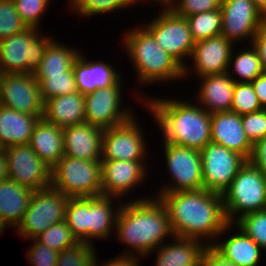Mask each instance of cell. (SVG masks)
<instances>
[{
	"label": "cell",
	"instance_id": "2e32d148",
	"mask_svg": "<svg viewBox=\"0 0 266 266\" xmlns=\"http://www.w3.org/2000/svg\"><path fill=\"white\" fill-rule=\"evenodd\" d=\"M122 87L110 86L84 95L85 123L105 130L122 124L135 115L129 108L122 109V92H125Z\"/></svg>",
	"mask_w": 266,
	"mask_h": 266
},
{
	"label": "cell",
	"instance_id": "7c38bea8",
	"mask_svg": "<svg viewBox=\"0 0 266 266\" xmlns=\"http://www.w3.org/2000/svg\"><path fill=\"white\" fill-rule=\"evenodd\" d=\"M133 115L126 122L105 129L102 138V160L145 161L148 146L145 135ZM140 126V127H139ZM144 158V159H143Z\"/></svg>",
	"mask_w": 266,
	"mask_h": 266
},
{
	"label": "cell",
	"instance_id": "8992f818",
	"mask_svg": "<svg viewBox=\"0 0 266 266\" xmlns=\"http://www.w3.org/2000/svg\"><path fill=\"white\" fill-rule=\"evenodd\" d=\"M51 187L69 198L102 195L101 161L64 155L51 170Z\"/></svg>",
	"mask_w": 266,
	"mask_h": 266
},
{
	"label": "cell",
	"instance_id": "4316f807",
	"mask_svg": "<svg viewBox=\"0 0 266 266\" xmlns=\"http://www.w3.org/2000/svg\"><path fill=\"white\" fill-rule=\"evenodd\" d=\"M29 145L43 162L53 168L64 156L63 128L40 118L34 127Z\"/></svg>",
	"mask_w": 266,
	"mask_h": 266
},
{
	"label": "cell",
	"instance_id": "52a82bcc",
	"mask_svg": "<svg viewBox=\"0 0 266 266\" xmlns=\"http://www.w3.org/2000/svg\"><path fill=\"white\" fill-rule=\"evenodd\" d=\"M41 29L28 27L0 41V71L8 73H33L39 66L48 44L54 39Z\"/></svg>",
	"mask_w": 266,
	"mask_h": 266
},
{
	"label": "cell",
	"instance_id": "db71d44e",
	"mask_svg": "<svg viewBox=\"0 0 266 266\" xmlns=\"http://www.w3.org/2000/svg\"><path fill=\"white\" fill-rule=\"evenodd\" d=\"M172 1L174 0H159V5L161 4V6L163 5V7H167Z\"/></svg>",
	"mask_w": 266,
	"mask_h": 266
},
{
	"label": "cell",
	"instance_id": "ee69618b",
	"mask_svg": "<svg viewBox=\"0 0 266 266\" xmlns=\"http://www.w3.org/2000/svg\"><path fill=\"white\" fill-rule=\"evenodd\" d=\"M31 241L33 244L26 253L29 264L32 266H56L59 252L39 243L36 239H31Z\"/></svg>",
	"mask_w": 266,
	"mask_h": 266
},
{
	"label": "cell",
	"instance_id": "7a4b0ae2",
	"mask_svg": "<svg viewBox=\"0 0 266 266\" xmlns=\"http://www.w3.org/2000/svg\"><path fill=\"white\" fill-rule=\"evenodd\" d=\"M115 230L117 239L130 248L124 249L123 254L141 258L151 255L168 237L174 236L167 209L156 196L121 203Z\"/></svg>",
	"mask_w": 266,
	"mask_h": 266
},
{
	"label": "cell",
	"instance_id": "30bf717a",
	"mask_svg": "<svg viewBox=\"0 0 266 266\" xmlns=\"http://www.w3.org/2000/svg\"><path fill=\"white\" fill-rule=\"evenodd\" d=\"M166 170L172 184L161 186L157 193L197 191L204 189L200 151L189 147L163 143Z\"/></svg>",
	"mask_w": 266,
	"mask_h": 266
},
{
	"label": "cell",
	"instance_id": "6da1fadb",
	"mask_svg": "<svg viewBox=\"0 0 266 266\" xmlns=\"http://www.w3.org/2000/svg\"><path fill=\"white\" fill-rule=\"evenodd\" d=\"M155 194L167 209L171 230L176 237L202 242L206 238L204 242L212 245L233 228L234 223L227 221L221 194L206 189Z\"/></svg>",
	"mask_w": 266,
	"mask_h": 266
},
{
	"label": "cell",
	"instance_id": "5b68a950",
	"mask_svg": "<svg viewBox=\"0 0 266 266\" xmlns=\"http://www.w3.org/2000/svg\"><path fill=\"white\" fill-rule=\"evenodd\" d=\"M222 198L228 223H235L245 214L266 210V176L246 161Z\"/></svg>",
	"mask_w": 266,
	"mask_h": 266
},
{
	"label": "cell",
	"instance_id": "ac0fdd59",
	"mask_svg": "<svg viewBox=\"0 0 266 266\" xmlns=\"http://www.w3.org/2000/svg\"><path fill=\"white\" fill-rule=\"evenodd\" d=\"M233 46L222 35L195 42L190 60L196 77L226 73Z\"/></svg>",
	"mask_w": 266,
	"mask_h": 266
},
{
	"label": "cell",
	"instance_id": "603a6c76",
	"mask_svg": "<svg viewBox=\"0 0 266 266\" xmlns=\"http://www.w3.org/2000/svg\"><path fill=\"white\" fill-rule=\"evenodd\" d=\"M115 196L98 195L88 197V244L94 245V239L110 240L113 229H116V221L121 209L113 207ZM113 200V201H112ZM115 210V211H114Z\"/></svg>",
	"mask_w": 266,
	"mask_h": 266
},
{
	"label": "cell",
	"instance_id": "7dc6e473",
	"mask_svg": "<svg viewBox=\"0 0 266 266\" xmlns=\"http://www.w3.org/2000/svg\"><path fill=\"white\" fill-rule=\"evenodd\" d=\"M202 266H236L224 258L211 245H208L203 253Z\"/></svg>",
	"mask_w": 266,
	"mask_h": 266
},
{
	"label": "cell",
	"instance_id": "4fadbf2b",
	"mask_svg": "<svg viewBox=\"0 0 266 266\" xmlns=\"http://www.w3.org/2000/svg\"><path fill=\"white\" fill-rule=\"evenodd\" d=\"M222 28L221 35L234 44L254 39L260 27L266 23L265 15L252 0H222Z\"/></svg>",
	"mask_w": 266,
	"mask_h": 266
},
{
	"label": "cell",
	"instance_id": "f35d334b",
	"mask_svg": "<svg viewBox=\"0 0 266 266\" xmlns=\"http://www.w3.org/2000/svg\"><path fill=\"white\" fill-rule=\"evenodd\" d=\"M235 224L266 250V210L245 214Z\"/></svg>",
	"mask_w": 266,
	"mask_h": 266
},
{
	"label": "cell",
	"instance_id": "f5cc1de1",
	"mask_svg": "<svg viewBox=\"0 0 266 266\" xmlns=\"http://www.w3.org/2000/svg\"><path fill=\"white\" fill-rule=\"evenodd\" d=\"M6 227L8 228V226L3 221V219H2V217L0 215V235H2V233H4V230L6 229Z\"/></svg>",
	"mask_w": 266,
	"mask_h": 266
},
{
	"label": "cell",
	"instance_id": "ab89813d",
	"mask_svg": "<svg viewBox=\"0 0 266 266\" xmlns=\"http://www.w3.org/2000/svg\"><path fill=\"white\" fill-rule=\"evenodd\" d=\"M27 28L16 10L14 0H0V41Z\"/></svg>",
	"mask_w": 266,
	"mask_h": 266
},
{
	"label": "cell",
	"instance_id": "7402d4cb",
	"mask_svg": "<svg viewBox=\"0 0 266 266\" xmlns=\"http://www.w3.org/2000/svg\"><path fill=\"white\" fill-rule=\"evenodd\" d=\"M197 89L196 102L208 113L231 111L235 81L226 73L207 75Z\"/></svg>",
	"mask_w": 266,
	"mask_h": 266
},
{
	"label": "cell",
	"instance_id": "cb8c5ba5",
	"mask_svg": "<svg viewBox=\"0 0 266 266\" xmlns=\"http://www.w3.org/2000/svg\"><path fill=\"white\" fill-rule=\"evenodd\" d=\"M171 241L164 242L154 250L157 253L156 266H202L207 242L176 236Z\"/></svg>",
	"mask_w": 266,
	"mask_h": 266
},
{
	"label": "cell",
	"instance_id": "7bdbcfd3",
	"mask_svg": "<svg viewBox=\"0 0 266 266\" xmlns=\"http://www.w3.org/2000/svg\"><path fill=\"white\" fill-rule=\"evenodd\" d=\"M243 129L254 145L266 136V108L241 116Z\"/></svg>",
	"mask_w": 266,
	"mask_h": 266
},
{
	"label": "cell",
	"instance_id": "836d02e7",
	"mask_svg": "<svg viewBox=\"0 0 266 266\" xmlns=\"http://www.w3.org/2000/svg\"><path fill=\"white\" fill-rule=\"evenodd\" d=\"M65 220L76 239L88 243V197L69 198Z\"/></svg>",
	"mask_w": 266,
	"mask_h": 266
},
{
	"label": "cell",
	"instance_id": "74e56055",
	"mask_svg": "<svg viewBox=\"0 0 266 266\" xmlns=\"http://www.w3.org/2000/svg\"><path fill=\"white\" fill-rule=\"evenodd\" d=\"M263 109L251 83H235L231 111L240 116Z\"/></svg>",
	"mask_w": 266,
	"mask_h": 266
},
{
	"label": "cell",
	"instance_id": "60d3db41",
	"mask_svg": "<svg viewBox=\"0 0 266 266\" xmlns=\"http://www.w3.org/2000/svg\"><path fill=\"white\" fill-rule=\"evenodd\" d=\"M52 0H14L16 10L27 27L40 29V21ZM39 26V27H38Z\"/></svg>",
	"mask_w": 266,
	"mask_h": 266
},
{
	"label": "cell",
	"instance_id": "c3c4849f",
	"mask_svg": "<svg viewBox=\"0 0 266 266\" xmlns=\"http://www.w3.org/2000/svg\"><path fill=\"white\" fill-rule=\"evenodd\" d=\"M252 44L257 49L263 71L266 73V23L260 27L259 31L254 36Z\"/></svg>",
	"mask_w": 266,
	"mask_h": 266
},
{
	"label": "cell",
	"instance_id": "d4e9b609",
	"mask_svg": "<svg viewBox=\"0 0 266 266\" xmlns=\"http://www.w3.org/2000/svg\"><path fill=\"white\" fill-rule=\"evenodd\" d=\"M43 118L60 128L85 123L84 95L78 91L47 100Z\"/></svg>",
	"mask_w": 266,
	"mask_h": 266
},
{
	"label": "cell",
	"instance_id": "e0dca14e",
	"mask_svg": "<svg viewBox=\"0 0 266 266\" xmlns=\"http://www.w3.org/2000/svg\"><path fill=\"white\" fill-rule=\"evenodd\" d=\"M147 165L145 161L101 160L102 194L126 197L144 183Z\"/></svg>",
	"mask_w": 266,
	"mask_h": 266
},
{
	"label": "cell",
	"instance_id": "f907efd6",
	"mask_svg": "<svg viewBox=\"0 0 266 266\" xmlns=\"http://www.w3.org/2000/svg\"><path fill=\"white\" fill-rule=\"evenodd\" d=\"M8 178L7 157L3 148L0 149V182Z\"/></svg>",
	"mask_w": 266,
	"mask_h": 266
},
{
	"label": "cell",
	"instance_id": "9a60e30c",
	"mask_svg": "<svg viewBox=\"0 0 266 266\" xmlns=\"http://www.w3.org/2000/svg\"><path fill=\"white\" fill-rule=\"evenodd\" d=\"M7 157L8 178L33 191L51 186V170L29 144L4 149Z\"/></svg>",
	"mask_w": 266,
	"mask_h": 266
},
{
	"label": "cell",
	"instance_id": "9c48e42d",
	"mask_svg": "<svg viewBox=\"0 0 266 266\" xmlns=\"http://www.w3.org/2000/svg\"><path fill=\"white\" fill-rule=\"evenodd\" d=\"M68 200L67 195L51 186L34 191L29 207L15 232L24 240L35 239L52 224L66 219Z\"/></svg>",
	"mask_w": 266,
	"mask_h": 266
},
{
	"label": "cell",
	"instance_id": "3957f363",
	"mask_svg": "<svg viewBox=\"0 0 266 266\" xmlns=\"http://www.w3.org/2000/svg\"><path fill=\"white\" fill-rule=\"evenodd\" d=\"M145 98H141L142 105L159 124L157 127L163 135V142L198 151L211 142V114L198 103L182 101L181 98Z\"/></svg>",
	"mask_w": 266,
	"mask_h": 266
},
{
	"label": "cell",
	"instance_id": "83f0119b",
	"mask_svg": "<svg viewBox=\"0 0 266 266\" xmlns=\"http://www.w3.org/2000/svg\"><path fill=\"white\" fill-rule=\"evenodd\" d=\"M33 194L10 178L0 182V215L8 227L16 229L21 223Z\"/></svg>",
	"mask_w": 266,
	"mask_h": 266
},
{
	"label": "cell",
	"instance_id": "4dcf8cb0",
	"mask_svg": "<svg viewBox=\"0 0 266 266\" xmlns=\"http://www.w3.org/2000/svg\"><path fill=\"white\" fill-rule=\"evenodd\" d=\"M249 47L236 51L238 53L232 50L227 73L235 82L251 83L257 76L264 73L257 49L253 44Z\"/></svg>",
	"mask_w": 266,
	"mask_h": 266
},
{
	"label": "cell",
	"instance_id": "11a10c76",
	"mask_svg": "<svg viewBox=\"0 0 266 266\" xmlns=\"http://www.w3.org/2000/svg\"><path fill=\"white\" fill-rule=\"evenodd\" d=\"M133 2H134V4L137 6V4L139 3V2H146V0H132ZM152 2H154V3H156L157 2V4H159V0H151Z\"/></svg>",
	"mask_w": 266,
	"mask_h": 266
},
{
	"label": "cell",
	"instance_id": "1f68e13d",
	"mask_svg": "<svg viewBox=\"0 0 266 266\" xmlns=\"http://www.w3.org/2000/svg\"><path fill=\"white\" fill-rule=\"evenodd\" d=\"M34 77L38 82L44 103L53 97L78 92L73 68L66 71L63 75H34Z\"/></svg>",
	"mask_w": 266,
	"mask_h": 266
},
{
	"label": "cell",
	"instance_id": "f546056e",
	"mask_svg": "<svg viewBox=\"0 0 266 266\" xmlns=\"http://www.w3.org/2000/svg\"><path fill=\"white\" fill-rule=\"evenodd\" d=\"M80 54L75 48L62 45L54 39L48 44L39 66L33 71V75H63L69 69Z\"/></svg>",
	"mask_w": 266,
	"mask_h": 266
},
{
	"label": "cell",
	"instance_id": "8d00e7d4",
	"mask_svg": "<svg viewBox=\"0 0 266 266\" xmlns=\"http://www.w3.org/2000/svg\"><path fill=\"white\" fill-rule=\"evenodd\" d=\"M94 245L79 242L58 253L56 266H94L97 250Z\"/></svg>",
	"mask_w": 266,
	"mask_h": 266
},
{
	"label": "cell",
	"instance_id": "ba28073f",
	"mask_svg": "<svg viewBox=\"0 0 266 266\" xmlns=\"http://www.w3.org/2000/svg\"><path fill=\"white\" fill-rule=\"evenodd\" d=\"M154 20L144 27L152 34L157 44L184 67V79L191 74L187 61L192 54L195 41L192 38L186 18L178 16L170 8L164 7ZM190 73V74H188Z\"/></svg>",
	"mask_w": 266,
	"mask_h": 266
},
{
	"label": "cell",
	"instance_id": "816d5d0a",
	"mask_svg": "<svg viewBox=\"0 0 266 266\" xmlns=\"http://www.w3.org/2000/svg\"><path fill=\"white\" fill-rule=\"evenodd\" d=\"M253 4L266 15V0H252Z\"/></svg>",
	"mask_w": 266,
	"mask_h": 266
},
{
	"label": "cell",
	"instance_id": "5bb4252c",
	"mask_svg": "<svg viewBox=\"0 0 266 266\" xmlns=\"http://www.w3.org/2000/svg\"><path fill=\"white\" fill-rule=\"evenodd\" d=\"M0 105L20 113L43 116L44 102L33 73L2 74Z\"/></svg>",
	"mask_w": 266,
	"mask_h": 266
},
{
	"label": "cell",
	"instance_id": "d6a6232c",
	"mask_svg": "<svg viewBox=\"0 0 266 266\" xmlns=\"http://www.w3.org/2000/svg\"><path fill=\"white\" fill-rule=\"evenodd\" d=\"M192 38L195 42L221 35V7L212 11L197 13L186 17Z\"/></svg>",
	"mask_w": 266,
	"mask_h": 266
},
{
	"label": "cell",
	"instance_id": "b9f144b4",
	"mask_svg": "<svg viewBox=\"0 0 266 266\" xmlns=\"http://www.w3.org/2000/svg\"><path fill=\"white\" fill-rule=\"evenodd\" d=\"M222 0H174L167 7L181 17L208 12L221 7Z\"/></svg>",
	"mask_w": 266,
	"mask_h": 266
},
{
	"label": "cell",
	"instance_id": "ffe728a7",
	"mask_svg": "<svg viewBox=\"0 0 266 266\" xmlns=\"http://www.w3.org/2000/svg\"><path fill=\"white\" fill-rule=\"evenodd\" d=\"M81 50L73 64V73L78 91L83 95L110 86H123L122 74L104 61H88Z\"/></svg>",
	"mask_w": 266,
	"mask_h": 266
},
{
	"label": "cell",
	"instance_id": "e575fe53",
	"mask_svg": "<svg viewBox=\"0 0 266 266\" xmlns=\"http://www.w3.org/2000/svg\"><path fill=\"white\" fill-rule=\"evenodd\" d=\"M70 9L81 17H92L104 13L119 11L128 6L134 7L132 0H70Z\"/></svg>",
	"mask_w": 266,
	"mask_h": 266
},
{
	"label": "cell",
	"instance_id": "44dd1931",
	"mask_svg": "<svg viewBox=\"0 0 266 266\" xmlns=\"http://www.w3.org/2000/svg\"><path fill=\"white\" fill-rule=\"evenodd\" d=\"M104 130L89 123L63 128L64 155L89 161L102 160Z\"/></svg>",
	"mask_w": 266,
	"mask_h": 266
},
{
	"label": "cell",
	"instance_id": "681fc988",
	"mask_svg": "<svg viewBox=\"0 0 266 266\" xmlns=\"http://www.w3.org/2000/svg\"><path fill=\"white\" fill-rule=\"evenodd\" d=\"M251 84L263 108H266V73L257 76Z\"/></svg>",
	"mask_w": 266,
	"mask_h": 266
},
{
	"label": "cell",
	"instance_id": "484cf974",
	"mask_svg": "<svg viewBox=\"0 0 266 266\" xmlns=\"http://www.w3.org/2000/svg\"><path fill=\"white\" fill-rule=\"evenodd\" d=\"M40 118L43 116L20 113L0 105V146L5 149L29 144L34 127Z\"/></svg>",
	"mask_w": 266,
	"mask_h": 266
},
{
	"label": "cell",
	"instance_id": "bcb514c9",
	"mask_svg": "<svg viewBox=\"0 0 266 266\" xmlns=\"http://www.w3.org/2000/svg\"><path fill=\"white\" fill-rule=\"evenodd\" d=\"M139 255H131V254H123L121 255V253L117 256H115L114 258H111L110 261L109 259L102 262L100 260L95 259L94 262V266H140V262H139ZM102 264V265H101Z\"/></svg>",
	"mask_w": 266,
	"mask_h": 266
},
{
	"label": "cell",
	"instance_id": "f6af8a7d",
	"mask_svg": "<svg viewBox=\"0 0 266 266\" xmlns=\"http://www.w3.org/2000/svg\"><path fill=\"white\" fill-rule=\"evenodd\" d=\"M249 161L266 176V136L253 145Z\"/></svg>",
	"mask_w": 266,
	"mask_h": 266
},
{
	"label": "cell",
	"instance_id": "f1b7e54d",
	"mask_svg": "<svg viewBox=\"0 0 266 266\" xmlns=\"http://www.w3.org/2000/svg\"><path fill=\"white\" fill-rule=\"evenodd\" d=\"M234 226L237 233L229 235L226 241L216 240L211 246L236 266H259L261 247L235 223Z\"/></svg>",
	"mask_w": 266,
	"mask_h": 266
},
{
	"label": "cell",
	"instance_id": "8fae6325",
	"mask_svg": "<svg viewBox=\"0 0 266 266\" xmlns=\"http://www.w3.org/2000/svg\"><path fill=\"white\" fill-rule=\"evenodd\" d=\"M204 189L223 194L246 159L222 145L209 142L201 151Z\"/></svg>",
	"mask_w": 266,
	"mask_h": 266
},
{
	"label": "cell",
	"instance_id": "d590c367",
	"mask_svg": "<svg viewBox=\"0 0 266 266\" xmlns=\"http://www.w3.org/2000/svg\"><path fill=\"white\" fill-rule=\"evenodd\" d=\"M39 243L57 252L79 243L66 220L52 224L35 238Z\"/></svg>",
	"mask_w": 266,
	"mask_h": 266
},
{
	"label": "cell",
	"instance_id": "277c9868",
	"mask_svg": "<svg viewBox=\"0 0 266 266\" xmlns=\"http://www.w3.org/2000/svg\"><path fill=\"white\" fill-rule=\"evenodd\" d=\"M122 45L136 69V80L142 85L184 78V67L157 44L142 24L124 33Z\"/></svg>",
	"mask_w": 266,
	"mask_h": 266
},
{
	"label": "cell",
	"instance_id": "d6986e66",
	"mask_svg": "<svg viewBox=\"0 0 266 266\" xmlns=\"http://www.w3.org/2000/svg\"><path fill=\"white\" fill-rule=\"evenodd\" d=\"M211 142L237 152L247 161L253 152V144L243 129L241 116L233 111L211 114Z\"/></svg>",
	"mask_w": 266,
	"mask_h": 266
}]
</instances>
